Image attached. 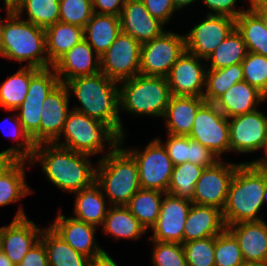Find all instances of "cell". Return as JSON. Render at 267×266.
<instances>
[{
  "label": "cell",
  "instance_id": "cell-1",
  "mask_svg": "<svg viewBox=\"0 0 267 266\" xmlns=\"http://www.w3.org/2000/svg\"><path fill=\"white\" fill-rule=\"evenodd\" d=\"M117 83L100 72L92 76L75 77L64 85L75 93L81 103L82 107L74 110L109 125L123 139Z\"/></svg>",
  "mask_w": 267,
  "mask_h": 266
},
{
  "label": "cell",
  "instance_id": "cell-2",
  "mask_svg": "<svg viewBox=\"0 0 267 266\" xmlns=\"http://www.w3.org/2000/svg\"><path fill=\"white\" fill-rule=\"evenodd\" d=\"M35 145L30 163L37 158L43 171L57 187L75 193L91 186L96 179V169L87 159L90 155L69 150L54 143L44 147Z\"/></svg>",
  "mask_w": 267,
  "mask_h": 266
},
{
  "label": "cell",
  "instance_id": "cell-3",
  "mask_svg": "<svg viewBox=\"0 0 267 266\" xmlns=\"http://www.w3.org/2000/svg\"><path fill=\"white\" fill-rule=\"evenodd\" d=\"M267 175L256 163H241L237 167L228 189L222 210L225 226L241 222L261 221L256 215L264 204Z\"/></svg>",
  "mask_w": 267,
  "mask_h": 266
},
{
  "label": "cell",
  "instance_id": "cell-4",
  "mask_svg": "<svg viewBox=\"0 0 267 266\" xmlns=\"http://www.w3.org/2000/svg\"><path fill=\"white\" fill-rule=\"evenodd\" d=\"M6 10L8 17L2 27L0 56L20 63L28 60L26 66L37 69L49 68L48 55L42 56L47 53L45 28L19 20L21 15L13 10L11 3L6 4Z\"/></svg>",
  "mask_w": 267,
  "mask_h": 266
},
{
  "label": "cell",
  "instance_id": "cell-5",
  "mask_svg": "<svg viewBox=\"0 0 267 266\" xmlns=\"http://www.w3.org/2000/svg\"><path fill=\"white\" fill-rule=\"evenodd\" d=\"M95 182L113 206H126L141 188L136 160L120 144L99 161Z\"/></svg>",
  "mask_w": 267,
  "mask_h": 266
},
{
  "label": "cell",
  "instance_id": "cell-6",
  "mask_svg": "<svg viewBox=\"0 0 267 266\" xmlns=\"http://www.w3.org/2000/svg\"><path fill=\"white\" fill-rule=\"evenodd\" d=\"M121 109L135 114L163 116L172 96L166 77L136 75L122 81Z\"/></svg>",
  "mask_w": 267,
  "mask_h": 266
},
{
  "label": "cell",
  "instance_id": "cell-7",
  "mask_svg": "<svg viewBox=\"0 0 267 266\" xmlns=\"http://www.w3.org/2000/svg\"><path fill=\"white\" fill-rule=\"evenodd\" d=\"M62 132L66 142L55 141V145L87 155L103 151L104 139L111 149L122 143V138L109 125L74 109L69 111Z\"/></svg>",
  "mask_w": 267,
  "mask_h": 266
},
{
  "label": "cell",
  "instance_id": "cell-8",
  "mask_svg": "<svg viewBox=\"0 0 267 266\" xmlns=\"http://www.w3.org/2000/svg\"><path fill=\"white\" fill-rule=\"evenodd\" d=\"M186 51L185 36L163 32L141 46L140 74L167 77L172 66Z\"/></svg>",
  "mask_w": 267,
  "mask_h": 266
},
{
  "label": "cell",
  "instance_id": "cell-9",
  "mask_svg": "<svg viewBox=\"0 0 267 266\" xmlns=\"http://www.w3.org/2000/svg\"><path fill=\"white\" fill-rule=\"evenodd\" d=\"M39 69L30 79L27 95L17 108L20 123L35 145L40 144L42 105L48 94L60 83L54 68Z\"/></svg>",
  "mask_w": 267,
  "mask_h": 266
},
{
  "label": "cell",
  "instance_id": "cell-10",
  "mask_svg": "<svg viewBox=\"0 0 267 266\" xmlns=\"http://www.w3.org/2000/svg\"><path fill=\"white\" fill-rule=\"evenodd\" d=\"M136 160L141 189L168 191L173 163L158 138L148 144L143 152L128 151Z\"/></svg>",
  "mask_w": 267,
  "mask_h": 266
},
{
  "label": "cell",
  "instance_id": "cell-11",
  "mask_svg": "<svg viewBox=\"0 0 267 266\" xmlns=\"http://www.w3.org/2000/svg\"><path fill=\"white\" fill-rule=\"evenodd\" d=\"M142 44L123 32L117 36L108 50L100 56V71L116 82L140 74Z\"/></svg>",
  "mask_w": 267,
  "mask_h": 266
},
{
  "label": "cell",
  "instance_id": "cell-12",
  "mask_svg": "<svg viewBox=\"0 0 267 266\" xmlns=\"http://www.w3.org/2000/svg\"><path fill=\"white\" fill-rule=\"evenodd\" d=\"M229 119L213 104L205 102L196 112L189 138L219 157L230 151Z\"/></svg>",
  "mask_w": 267,
  "mask_h": 266
},
{
  "label": "cell",
  "instance_id": "cell-13",
  "mask_svg": "<svg viewBox=\"0 0 267 266\" xmlns=\"http://www.w3.org/2000/svg\"><path fill=\"white\" fill-rule=\"evenodd\" d=\"M239 165L223 164L219 160L215 165L204 168L195 185L192 203L214 206L224 209L232 177Z\"/></svg>",
  "mask_w": 267,
  "mask_h": 266
},
{
  "label": "cell",
  "instance_id": "cell-14",
  "mask_svg": "<svg viewBox=\"0 0 267 266\" xmlns=\"http://www.w3.org/2000/svg\"><path fill=\"white\" fill-rule=\"evenodd\" d=\"M234 28V18L209 13L206 20L186 34V51L206 59Z\"/></svg>",
  "mask_w": 267,
  "mask_h": 266
},
{
  "label": "cell",
  "instance_id": "cell-15",
  "mask_svg": "<svg viewBox=\"0 0 267 266\" xmlns=\"http://www.w3.org/2000/svg\"><path fill=\"white\" fill-rule=\"evenodd\" d=\"M35 225L21 207L11 224L0 228V250L15 266L40 240L42 230Z\"/></svg>",
  "mask_w": 267,
  "mask_h": 266
},
{
  "label": "cell",
  "instance_id": "cell-16",
  "mask_svg": "<svg viewBox=\"0 0 267 266\" xmlns=\"http://www.w3.org/2000/svg\"><path fill=\"white\" fill-rule=\"evenodd\" d=\"M230 150L252 152L267 149V117L254 110L232 117L229 121Z\"/></svg>",
  "mask_w": 267,
  "mask_h": 266
},
{
  "label": "cell",
  "instance_id": "cell-17",
  "mask_svg": "<svg viewBox=\"0 0 267 266\" xmlns=\"http://www.w3.org/2000/svg\"><path fill=\"white\" fill-rule=\"evenodd\" d=\"M162 200L159 218L152 227V241L184 243V228L192 202L165 194Z\"/></svg>",
  "mask_w": 267,
  "mask_h": 266
},
{
  "label": "cell",
  "instance_id": "cell-18",
  "mask_svg": "<svg viewBox=\"0 0 267 266\" xmlns=\"http://www.w3.org/2000/svg\"><path fill=\"white\" fill-rule=\"evenodd\" d=\"M198 60L201 58L185 51L172 66L166 78L173 96L203 97L206 70Z\"/></svg>",
  "mask_w": 267,
  "mask_h": 266
},
{
  "label": "cell",
  "instance_id": "cell-19",
  "mask_svg": "<svg viewBox=\"0 0 267 266\" xmlns=\"http://www.w3.org/2000/svg\"><path fill=\"white\" fill-rule=\"evenodd\" d=\"M69 90L59 83L46 97L42 105L40 121V144L57 141L69 113Z\"/></svg>",
  "mask_w": 267,
  "mask_h": 266
},
{
  "label": "cell",
  "instance_id": "cell-20",
  "mask_svg": "<svg viewBox=\"0 0 267 266\" xmlns=\"http://www.w3.org/2000/svg\"><path fill=\"white\" fill-rule=\"evenodd\" d=\"M121 32L141 44L160 36L163 23L155 19L142 0H126L120 15Z\"/></svg>",
  "mask_w": 267,
  "mask_h": 266
},
{
  "label": "cell",
  "instance_id": "cell-21",
  "mask_svg": "<svg viewBox=\"0 0 267 266\" xmlns=\"http://www.w3.org/2000/svg\"><path fill=\"white\" fill-rule=\"evenodd\" d=\"M238 241L245 264L267 263V224L261 221L226 226Z\"/></svg>",
  "mask_w": 267,
  "mask_h": 266
},
{
  "label": "cell",
  "instance_id": "cell-22",
  "mask_svg": "<svg viewBox=\"0 0 267 266\" xmlns=\"http://www.w3.org/2000/svg\"><path fill=\"white\" fill-rule=\"evenodd\" d=\"M93 48L83 39L63 54L54 64L59 82H65L79 76H92L100 73V57L93 58ZM95 60V61H94ZM64 76V79L62 78Z\"/></svg>",
  "mask_w": 267,
  "mask_h": 266
},
{
  "label": "cell",
  "instance_id": "cell-23",
  "mask_svg": "<svg viewBox=\"0 0 267 266\" xmlns=\"http://www.w3.org/2000/svg\"><path fill=\"white\" fill-rule=\"evenodd\" d=\"M75 251L93 258L104 250L97 246L94 233L96 226L85 223L74 217L66 218L60 214L50 226Z\"/></svg>",
  "mask_w": 267,
  "mask_h": 266
},
{
  "label": "cell",
  "instance_id": "cell-24",
  "mask_svg": "<svg viewBox=\"0 0 267 266\" xmlns=\"http://www.w3.org/2000/svg\"><path fill=\"white\" fill-rule=\"evenodd\" d=\"M225 229L222 210L214 206L192 203L185 223L184 243L206 237H215Z\"/></svg>",
  "mask_w": 267,
  "mask_h": 266
},
{
  "label": "cell",
  "instance_id": "cell-25",
  "mask_svg": "<svg viewBox=\"0 0 267 266\" xmlns=\"http://www.w3.org/2000/svg\"><path fill=\"white\" fill-rule=\"evenodd\" d=\"M267 96L256 87L243 81L234 84L213 104L228 119L256 110V106Z\"/></svg>",
  "mask_w": 267,
  "mask_h": 266
},
{
  "label": "cell",
  "instance_id": "cell-26",
  "mask_svg": "<svg viewBox=\"0 0 267 266\" xmlns=\"http://www.w3.org/2000/svg\"><path fill=\"white\" fill-rule=\"evenodd\" d=\"M205 102L204 97L172 95L163 115L168 134L189 136L196 112Z\"/></svg>",
  "mask_w": 267,
  "mask_h": 266
},
{
  "label": "cell",
  "instance_id": "cell-27",
  "mask_svg": "<svg viewBox=\"0 0 267 266\" xmlns=\"http://www.w3.org/2000/svg\"><path fill=\"white\" fill-rule=\"evenodd\" d=\"M120 32V17L94 13L84 27V39L94 48L95 55L100 57L108 50Z\"/></svg>",
  "mask_w": 267,
  "mask_h": 266
},
{
  "label": "cell",
  "instance_id": "cell-28",
  "mask_svg": "<svg viewBox=\"0 0 267 266\" xmlns=\"http://www.w3.org/2000/svg\"><path fill=\"white\" fill-rule=\"evenodd\" d=\"M46 52L53 64L73 46L84 39V28L74 24L56 22L45 28Z\"/></svg>",
  "mask_w": 267,
  "mask_h": 266
},
{
  "label": "cell",
  "instance_id": "cell-29",
  "mask_svg": "<svg viewBox=\"0 0 267 266\" xmlns=\"http://www.w3.org/2000/svg\"><path fill=\"white\" fill-rule=\"evenodd\" d=\"M49 266H88L89 257L75 251L51 227L41 232Z\"/></svg>",
  "mask_w": 267,
  "mask_h": 266
},
{
  "label": "cell",
  "instance_id": "cell-30",
  "mask_svg": "<svg viewBox=\"0 0 267 266\" xmlns=\"http://www.w3.org/2000/svg\"><path fill=\"white\" fill-rule=\"evenodd\" d=\"M75 193L77 195L74 210L77 217L74 218L94 226L103 224L108 209L100 186L94 182L91 186Z\"/></svg>",
  "mask_w": 267,
  "mask_h": 266
},
{
  "label": "cell",
  "instance_id": "cell-31",
  "mask_svg": "<svg viewBox=\"0 0 267 266\" xmlns=\"http://www.w3.org/2000/svg\"><path fill=\"white\" fill-rule=\"evenodd\" d=\"M248 52L267 57V29L261 18L250 8L235 19Z\"/></svg>",
  "mask_w": 267,
  "mask_h": 266
},
{
  "label": "cell",
  "instance_id": "cell-32",
  "mask_svg": "<svg viewBox=\"0 0 267 266\" xmlns=\"http://www.w3.org/2000/svg\"><path fill=\"white\" fill-rule=\"evenodd\" d=\"M162 193L158 190L139 189L126 207L145 230L152 228L159 218Z\"/></svg>",
  "mask_w": 267,
  "mask_h": 266
},
{
  "label": "cell",
  "instance_id": "cell-33",
  "mask_svg": "<svg viewBox=\"0 0 267 266\" xmlns=\"http://www.w3.org/2000/svg\"><path fill=\"white\" fill-rule=\"evenodd\" d=\"M103 230L107 234L119 238L138 239L146 232L145 228L132 215L126 206H111L103 222Z\"/></svg>",
  "mask_w": 267,
  "mask_h": 266
},
{
  "label": "cell",
  "instance_id": "cell-34",
  "mask_svg": "<svg viewBox=\"0 0 267 266\" xmlns=\"http://www.w3.org/2000/svg\"><path fill=\"white\" fill-rule=\"evenodd\" d=\"M39 69L24 66L5 80L0 86V106L6 110H17L27 95L31 77Z\"/></svg>",
  "mask_w": 267,
  "mask_h": 266
},
{
  "label": "cell",
  "instance_id": "cell-35",
  "mask_svg": "<svg viewBox=\"0 0 267 266\" xmlns=\"http://www.w3.org/2000/svg\"><path fill=\"white\" fill-rule=\"evenodd\" d=\"M243 80L244 76L241 63L221 69H208L205 80L206 91L203 97L207 103H214L234 84Z\"/></svg>",
  "mask_w": 267,
  "mask_h": 266
},
{
  "label": "cell",
  "instance_id": "cell-36",
  "mask_svg": "<svg viewBox=\"0 0 267 266\" xmlns=\"http://www.w3.org/2000/svg\"><path fill=\"white\" fill-rule=\"evenodd\" d=\"M247 52L243 37L235 27L206 58L208 61L211 60V67L209 69H221L233 64L242 63Z\"/></svg>",
  "mask_w": 267,
  "mask_h": 266
},
{
  "label": "cell",
  "instance_id": "cell-37",
  "mask_svg": "<svg viewBox=\"0 0 267 266\" xmlns=\"http://www.w3.org/2000/svg\"><path fill=\"white\" fill-rule=\"evenodd\" d=\"M11 5L18 15L26 9V21L42 28L59 22V0H11Z\"/></svg>",
  "mask_w": 267,
  "mask_h": 266
},
{
  "label": "cell",
  "instance_id": "cell-38",
  "mask_svg": "<svg viewBox=\"0 0 267 266\" xmlns=\"http://www.w3.org/2000/svg\"><path fill=\"white\" fill-rule=\"evenodd\" d=\"M24 160H15L0 175V206L13 203L30 194L24 181Z\"/></svg>",
  "mask_w": 267,
  "mask_h": 266
},
{
  "label": "cell",
  "instance_id": "cell-39",
  "mask_svg": "<svg viewBox=\"0 0 267 266\" xmlns=\"http://www.w3.org/2000/svg\"><path fill=\"white\" fill-rule=\"evenodd\" d=\"M204 168L191 162L174 165L167 193L192 202L196 182Z\"/></svg>",
  "mask_w": 267,
  "mask_h": 266
},
{
  "label": "cell",
  "instance_id": "cell-40",
  "mask_svg": "<svg viewBox=\"0 0 267 266\" xmlns=\"http://www.w3.org/2000/svg\"><path fill=\"white\" fill-rule=\"evenodd\" d=\"M215 266H245V262L235 237L225 229L215 236Z\"/></svg>",
  "mask_w": 267,
  "mask_h": 266
},
{
  "label": "cell",
  "instance_id": "cell-41",
  "mask_svg": "<svg viewBox=\"0 0 267 266\" xmlns=\"http://www.w3.org/2000/svg\"><path fill=\"white\" fill-rule=\"evenodd\" d=\"M93 14L91 0H59V22L84 28Z\"/></svg>",
  "mask_w": 267,
  "mask_h": 266
},
{
  "label": "cell",
  "instance_id": "cell-42",
  "mask_svg": "<svg viewBox=\"0 0 267 266\" xmlns=\"http://www.w3.org/2000/svg\"><path fill=\"white\" fill-rule=\"evenodd\" d=\"M241 65L244 81L256 87L267 96V57L247 52Z\"/></svg>",
  "mask_w": 267,
  "mask_h": 266
},
{
  "label": "cell",
  "instance_id": "cell-43",
  "mask_svg": "<svg viewBox=\"0 0 267 266\" xmlns=\"http://www.w3.org/2000/svg\"><path fill=\"white\" fill-rule=\"evenodd\" d=\"M187 266H215V237H206L182 244Z\"/></svg>",
  "mask_w": 267,
  "mask_h": 266
},
{
  "label": "cell",
  "instance_id": "cell-44",
  "mask_svg": "<svg viewBox=\"0 0 267 266\" xmlns=\"http://www.w3.org/2000/svg\"><path fill=\"white\" fill-rule=\"evenodd\" d=\"M152 254L154 266H187L183 245L175 242H158Z\"/></svg>",
  "mask_w": 267,
  "mask_h": 266
},
{
  "label": "cell",
  "instance_id": "cell-45",
  "mask_svg": "<svg viewBox=\"0 0 267 266\" xmlns=\"http://www.w3.org/2000/svg\"><path fill=\"white\" fill-rule=\"evenodd\" d=\"M173 165L188 162L190 153V138L183 135H168V140L164 145Z\"/></svg>",
  "mask_w": 267,
  "mask_h": 266
},
{
  "label": "cell",
  "instance_id": "cell-46",
  "mask_svg": "<svg viewBox=\"0 0 267 266\" xmlns=\"http://www.w3.org/2000/svg\"><path fill=\"white\" fill-rule=\"evenodd\" d=\"M14 125H15L14 127L18 130L16 138L22 137L24 142L18 143L16 147L13 146L9 149H6L5 152L10 154L16 160H25V158L28 157L30 161L34 153L35 144L33 143L32 139L27 135V133L24 131L18 117H15Z\"/></svg>",
  "mask_w": 267,
  "mask_h": 266
},
{
  "label": "cell",
  "instance_id": "cell-47",
  "mask_svg": "<svg viewBox=\"0 0 267 266\" xmlns=\"http://www.w3.org/2000/svg\"><path fill=\"white\" fill-rule=\"evenodd\" d=\"M217 159V155L206 146H203L201 143L193 139H190V153L188 162L207 168L215 165L219 161V159Z\"/></svg>",
  "mask_w": 267,
  "mask_h": 266
},
{
  "label": "cell",
  "instance_id": "cell-48",
  "mask_svg": "<svg viewBox=\"0 0 267 266\" xmlns=\"http://www.w3.org/2000/svg\"><path fill=\"white\" fill-rule=\"evenodd\" d=\"M145 8L155 19L162 22L164 25L166 21L176 11L173 6L172 0H142Z\"/></svg>",
  "mask_w": 267,
  "mask_h": 266
},
{
  "label": "cell",
  "instance_id": "cell-49",
  "mask_svg": "<svg viewBox=\"0 0 267 266\" xmlns=\"http://www.w3.org/2000/svg\"><path fill=\"white\" fill-rule=\"evenodd\" d=\"M17 266H49L44 243L39 240Z\"/></svg>",
  "mask_w": 267,
  "mask_h": 266
},
{
  "label": "cell",
  "instance_id": "cell-50",
  "mask_svg": "<svg viewBox=\"0 0 267 266\" xmlns=\"http://www.w3.org/2000/svg\"><path fill=\"white\" fill-rule=\"evenodd\" d=\"M212 11L216 12L214 15H224L236 19L244 11L233 9L237 0H203Z\"/></svg>",
  "mask_w": 267,
  "mask_h": 266
},
{
  "label": "cell",
  "instance_id": "cell-51",
  "mask_svg": "<svg viewBox=\"0 0 267 266\" xmlns=\"http://www.w3.org/2000/svg\"><path fill=\"white\" fill-rule=\"evenodd\" d=\"M93 4V10L96 14L115 15L120 17L123 5L126 0H91ZM121 4V6L119 5ZM96 7L102 9L96 10Z\"/></svg>",
  "mask_w": 267,
  "mask_h": 266
},
{
  "label": "cell",
  "instance_id": "cell-52",
  "mask_svg": "<svg viewBox=\"0 0 267 266\" xmlns=\"http://www.w3.org/2000/svg\"><path fill=\"white\" fill-rule=\"evenodd\" d=\"M88 266H118L113 259L103 251L101 254L89 259Z\"/></svg>",
  "mask_w": 267,
  "mask_h": 266
},
{
  "label": "cell",
  "instance_id": "cell-53",
  "mask_svg": "<svg viewBox=\"0 0 267 266\" xmlns=\"http://www.w3.org/2000/svg\"><path fill=\"white\" fill-rule=\"evenodd\" d=\"M250 8L261 18L267 29V6L261 0H250Z\"/></svg>",
  "mask_w": 267,
  "mask_h": 266
},
{
  "label": "cell",
  "instance_id": "cell-54",
  "mask_svg": "<svg viewBox=\"0 0 267 266\" xmlns=\"http://www.w3.org/2000/svg\"><path fill=\"white\" fill-rule=\"evenodd\" d=\"M16 159L5 151L0 152V175L6 170Z\"/></svg>",
  "mask_w": 267,
  "mask_h": 266
},
{
  "label": "cell",
  "instance_id": "cell-55",
  "mask_svg": "<svg viewBox=\"0 0 267 266\" xmlns=\"http://www.w3.org/2000/svg\"><path fill=\"white\" fill-rule=\"evenodd\" d=\"M196 0H172L173 6L176 10L193 3Z\"/></svg>",
  "mask_w": 267,
  "mask_h": 266
},
{
  "label": "cell",
  "instance_id": "cell-56",
  "mask_svg": "<svg viewBox=\"0 0 267 266\" xmlns=\"http://www.w3.org/2000/svg\"><path fill=\"white\" fill-rule=\"evenodd\" d=\"M266 154V158L257 160V161H253V163H256L258 165V167L267 175V149L265 151Z\"/></svg>",
  "mask_w": 267,
  "mask_h": 266
},
{
  "label": "cell",
  "instance_id": "cell-57",
  "mask_svg": "<svg viewBox=\"0 0 267 266\" xmlns=\"http://www.w3.org/2000/svg\"><path fill=\"white\" fill-rule=\"evenodd\" d=\"M0 266H15L1 250H0Z\"/></svg>",
  "mask_w": 267,
  "mask_h": 266
},
{
  "label": "cell",
  "instance_id": "cell-58",
  "mask_svg": "<svg viewBox=\"0 0 267 266\" xmlns=\"http://www.w3.org/2000/svg\"><path fill=\"white\" fill-rule=\"evenodd\" d=\"M245 266H267V263L246 264Z\"/></svg>",
  "mask_w": 267,
  "mask_h": 266
},
{
  "label": "cell",
  "instance_id": "cell-59",
  "mask_svg": "<svg viewBox=\"0 0 267 266\" xmlns=\"http://www.w3.org/2000/svg\"><path fill=\"white\" fill-rule=\"evenodd\" d=\"M263 200H264V202H265V200H267V182L265 183V191H264Z\"/></svg>",
  "mask_w": 267,
  "mask_h": 266
},
{
  "label": "cell",
  "instance_id": "cell-60",
  "mask_svg": "<svg viewBox=\"0 0 267 266\" xmlns=\"http://www.w3.org/2000/svg\"><path fill=\"white\" fill-rule=\"evenodd\" d=\"M3 21L0 19V41H1V33H2Z\"/></svg>",
  "mask_w": 267,
  "mask_h": 266
},
{
  "label": "cell",
  "instance_id": "cell-61",
  "mask_svg": "<svg viewBox=\"0 0 267 266\" xmlns=\"http://www.w3.org/2000/svg\"><path fill=\"white\" fill-rule=\"evenodd\" d=\"M4 1H5V5L11 3V0H4Z\"/></svg>",
  "mask_w": 267,
  "mask_h": 266
},
{
  "label": "cell",
  "instance_id": "cell-62",
  "mask_svg": "<svg viewBox=\"0 0 267 266\" xmlns=\"http://www.w3.org/2000/svg\"><path fill=\"white\" fill-rule=\"evenodd\" d=\"M267 6V0H261Z\"/></svg>",
  "mask_w": 267,
  "mask_h": 266
}]
</instances>
